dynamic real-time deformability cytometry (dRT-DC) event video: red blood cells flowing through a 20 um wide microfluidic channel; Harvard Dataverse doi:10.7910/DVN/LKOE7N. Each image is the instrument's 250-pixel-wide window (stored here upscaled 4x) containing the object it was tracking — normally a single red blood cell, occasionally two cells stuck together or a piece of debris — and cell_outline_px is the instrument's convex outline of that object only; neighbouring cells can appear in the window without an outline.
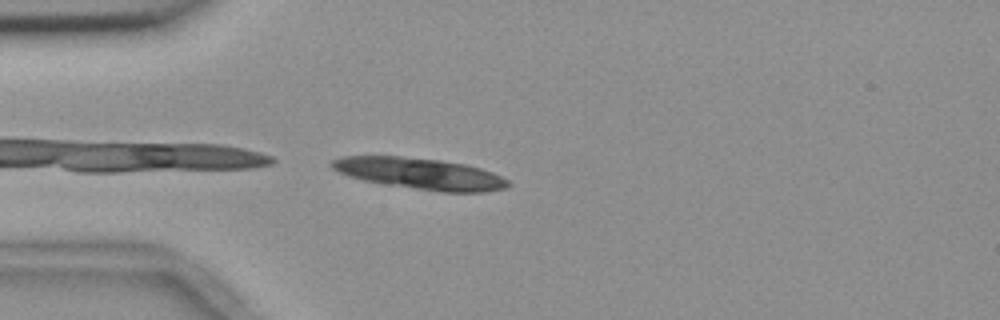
{"species": "common noctule bat (a hibernating species)", "species_latin": "Nyctalus noctula", "temperature_condition": "room temperature", "stored_images_in_passage": 10, "camera_frame_rate_fps": 3000, "um_per_image_px": 0.085, "animal": {"sex": "female", "body_mass_g": 18.4}, "frame": {"image": 1, "passage_image": 1, "time_ms": 0.0, "image_size_px": [1000, 320], "cell_outline_px": [[512, 184], [504, 188], [484, 192], [440, 192], [388, 184], [364, 180], [348, 176], [332, 168], [328, 164], [332, 160], [340, 156], [400, 156], [440, 160], [464, 164], [480, 168], [492, 172], [508, 180]], "centroid_in_image_um": [35.69, 14.75], "position_along_channel_um": 49.3, "area_um2": 31.96}}